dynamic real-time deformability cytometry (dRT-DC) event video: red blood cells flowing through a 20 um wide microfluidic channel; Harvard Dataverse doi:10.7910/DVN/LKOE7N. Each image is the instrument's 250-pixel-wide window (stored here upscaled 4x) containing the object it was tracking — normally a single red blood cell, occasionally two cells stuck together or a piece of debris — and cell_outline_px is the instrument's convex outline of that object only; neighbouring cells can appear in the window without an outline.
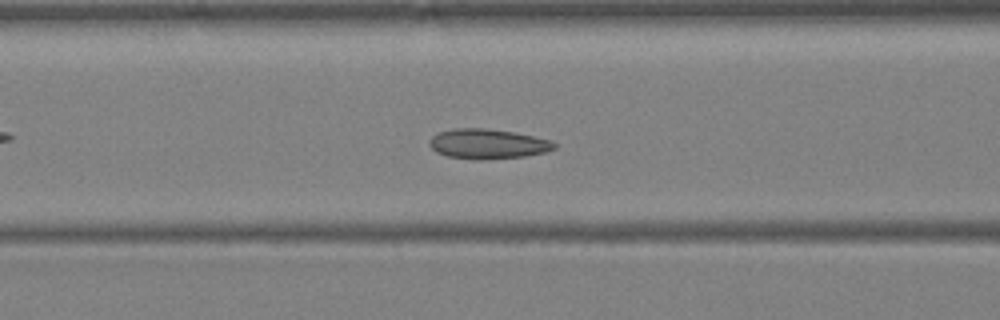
{"species": "Egyptian fruit bat (a non-hibernating species)", "species_latin": "Rousettus aegyptiacus", "temperature_condition": "warm", "stored_images_in_passage": 40, "camera_frame_rate_fps": 3000, "um_per_image_px": 0.085, "animal": {"sex": "female"}, "frame": {"image": 1, "passage_image": 17, "time_ms": 5.333, "image_size_px": [1000, 320], "cell_outline_px": [[556, 148], [544, 152], [524, 156], [484, 160], [476, 160], [448, 156], [436, 152], [428, 144], [428, 140], [432, 136], [440, 132], [456, 128], [488, 128], [512, 132], [552, 140], [556, 144]], "centroid_in_image_um": [41.44, 12.23], "position_along_channel_um": 125.2, "area_um2": 21.73}}
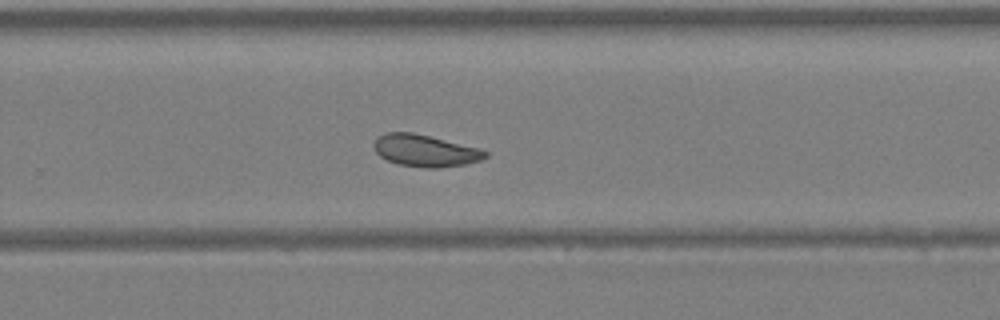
{"frame": {"image": 2, "passage_image": 27, "time_ms": 8.667, "image_size_px": [1000, 320], "cell_outline_px": [[488, 156], [480, 160], [464, 164], [436, 168], [424, 168], [396, 164], [380, 156], [376, 152], [372, 144], [376, 136], [384, 132], [412, 132], [480, 148], [488, 152]], "centroid_in_image_um": [36.09, 12.8], "position_along_channel_um": 293.7, "area_um2": 20.87}}
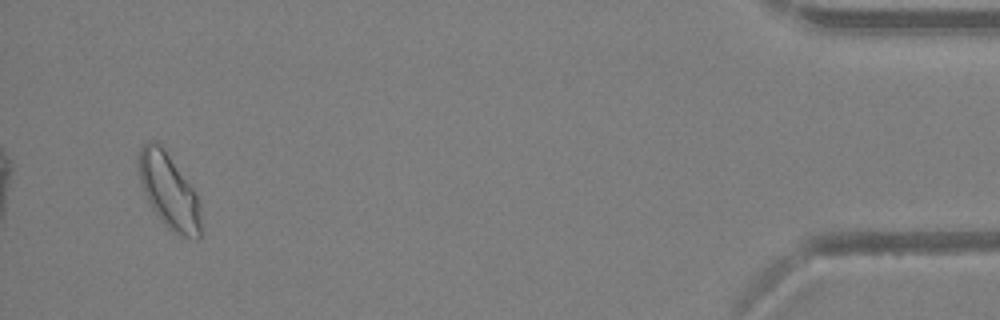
{"frame": {"image": 3, "passage_image": 39, "time_ms": 12.667, "image_size_px": [1000, 320], "cell_outline_px": [[200, 240], [196, 240], [184, 236], [168, 228], [164, 224], [152, 208], [144, 192], [140, 180], [136, 160], [136, 156], [140, 148], [148, 140], [156, 140], [164, 148], [192, 188], [200, 204]], "centroid_in_image_um": [14.32, 16.21], "position_along_channel_um": 420.9, "area_um2": 27.05}}